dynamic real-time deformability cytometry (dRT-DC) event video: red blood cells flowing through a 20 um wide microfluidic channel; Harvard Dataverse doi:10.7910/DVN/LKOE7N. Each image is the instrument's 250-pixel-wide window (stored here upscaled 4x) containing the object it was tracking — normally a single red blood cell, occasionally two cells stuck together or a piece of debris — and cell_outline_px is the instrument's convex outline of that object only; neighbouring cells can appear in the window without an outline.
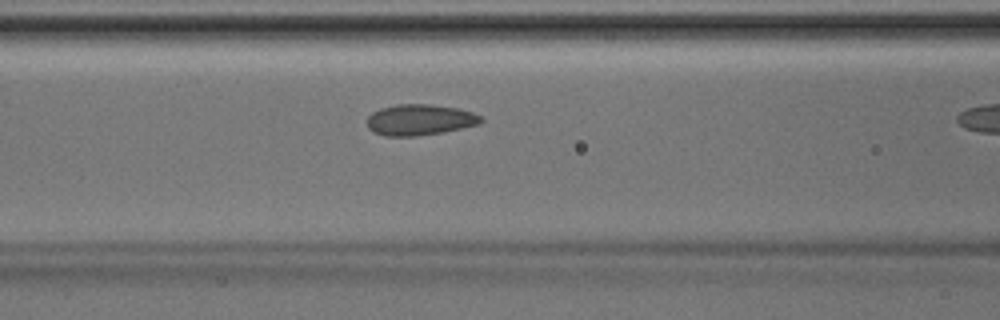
{"species": "Egyptian fruit bat (a non-hibernating species)", "species_latin": "Rousettus aegyptiacus", "temperature_condition": "room temperature", "stored_images_in_passage": 11, "camera_frame_rate_fps": 3000, "um_per_image_px": 0.085, "animal": {"sex": "male"}, "frame": {"image": 1, "passage_image": 10, "time_ms": 3.0, "image_size_px": [1000, 320], "cell_outline_px": [[484, 120], [480, 124], [440, 132], [416, 136], [384, 136], [372, 132], [368, 128], [368, 116], [372, 112], [380, 108], [396, 104], [428, 104], [456, 108], [472, 112], [484, 116]], "centroid_in_image_um": [35.67, 10.18], "position_along_channel_um": 130.9, "area_um2": 20.58}}